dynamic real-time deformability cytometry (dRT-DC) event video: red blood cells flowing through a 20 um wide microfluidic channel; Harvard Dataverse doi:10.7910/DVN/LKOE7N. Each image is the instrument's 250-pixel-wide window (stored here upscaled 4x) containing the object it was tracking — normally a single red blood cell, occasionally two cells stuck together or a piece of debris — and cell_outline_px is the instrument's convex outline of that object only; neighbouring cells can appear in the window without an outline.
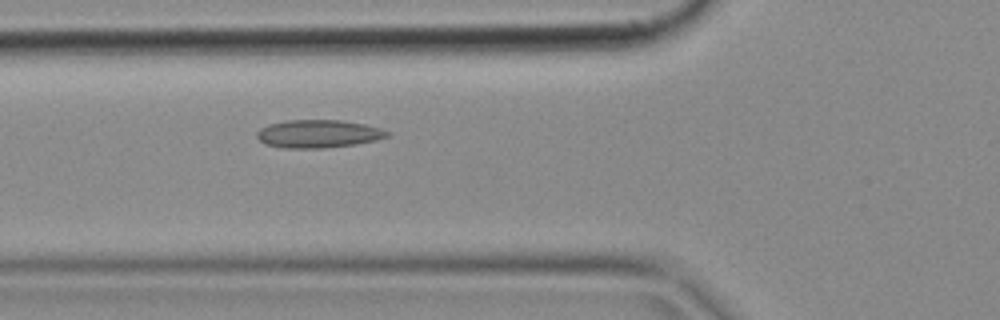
{"species": "common noctule bat (a hibernating species)", "species_latin": "Nyctalus noctula", "temperature_condition": "cold", "stored_images_in_passage": 3, "camera_frame_rate_fps": 3000, "um_per_image_px": 0.085, "animal": {"sex": "female", "body_mass_g": 18.4}, "frame": {"image": 1, "passage_image": 3, "time_ms": 0.667, "image_size_px": [1000, 320], "cell_outline_px": [[392, 132], [388, 136], [376, 140], [356, 144], [324, 148], [284, 148], [264, 144], [256, 136], [256, 132], [260, 128], [268, 124], [284, 120], [340, 120], [364, 124], [380, 128]], "centroid_in_image_um": [27.04, 11.37], "position_along_channel_um": 98.8, "area_um2": 21.39}}